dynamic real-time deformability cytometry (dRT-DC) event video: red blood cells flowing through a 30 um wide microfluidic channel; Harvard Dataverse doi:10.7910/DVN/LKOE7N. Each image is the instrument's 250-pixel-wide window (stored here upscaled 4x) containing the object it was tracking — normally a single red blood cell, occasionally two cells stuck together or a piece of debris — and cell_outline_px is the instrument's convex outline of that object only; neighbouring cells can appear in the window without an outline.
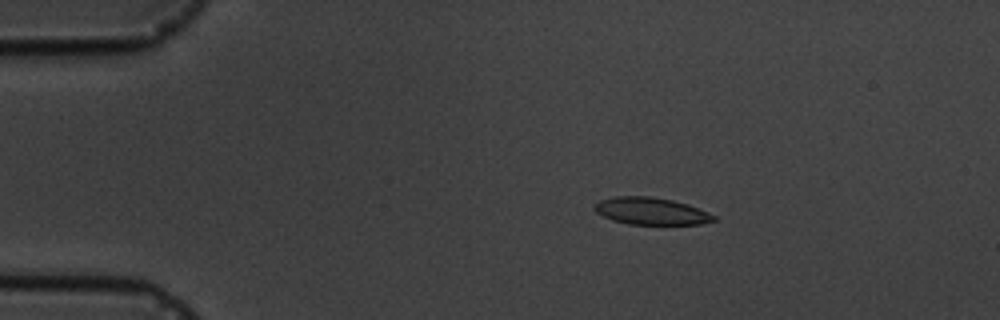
{"species": "common noctule bat (a hibernating species)", "species_latin": "Nyctalus noctula", "temperature_condition": "cold", "stored_images_in_passage": 5, "camera_frame_rate_fps": 3000, "um_per_image_px": 0.085, "animal": {"sex": "male", "body_mass_g": 19.5, "forearm_length_mm": 54.6}, "frame": {"image": 1, "passage_image": 2, "time_ms": 1.333, "image_size_px": [1000, 320], "cell_outline_px": [[716, 220], [700, 224], [628, 224], [612, 220], [596, 212], [592, 208], [592, 204], [600, 200], [616, 196], [652, 196], [672, 200], [688, 204], [708, 212], [716, 216]], "centroid_in_image_um": [55.31, 17.93], "position_along_channel_um": 29.7, "area_um2": 18.96}}
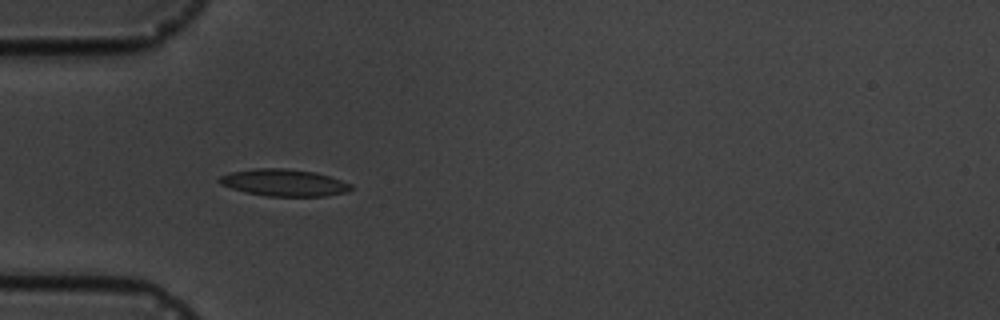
{"frame": {"image": 2, "passage_image": 4, "time_ms": 3.667, "image_size_px": [1000, 320], "cell_outline_px": [[352, 188], [348, 192], [328, 196], [268, 196], [244, 192], [220, 184], [216, 180], [220, 176], [232, 172], [256, 168], [284, 168], [316, 172], [352, 184]], "centroid_in_image_um": [24.14, 15.53], "position_along_channel_um": 60.9, "area_um2": 20.69}}
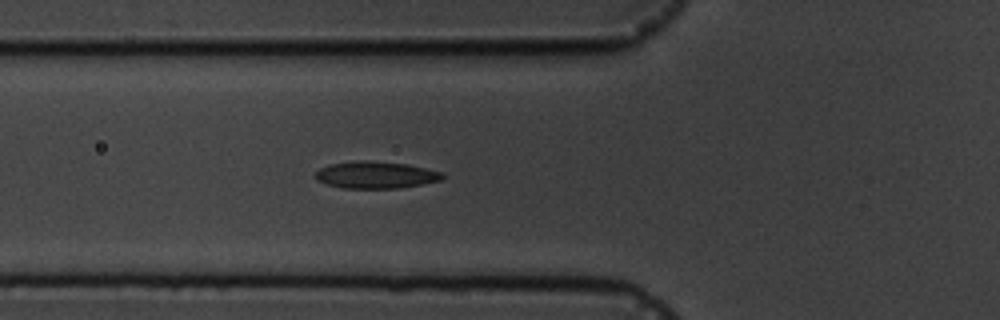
{"frame": {"image": 3, "passage_image": 5, "time_ms": 4.667, "image_size_px": [1000, 320], "cell_outline_px": [[444, 176], [440, 180], [400, 188], [344, 188], [328, 184], [316, 180], [316, 172], [320, 168], [328, 164], [360, 160], [364, 160], [408, 164], [428, 168], [444, 172]], "centroid_in_image_um": [31.95, 14.86], "position_along_channel_um": 93.8, "area_um2": 19.94}}